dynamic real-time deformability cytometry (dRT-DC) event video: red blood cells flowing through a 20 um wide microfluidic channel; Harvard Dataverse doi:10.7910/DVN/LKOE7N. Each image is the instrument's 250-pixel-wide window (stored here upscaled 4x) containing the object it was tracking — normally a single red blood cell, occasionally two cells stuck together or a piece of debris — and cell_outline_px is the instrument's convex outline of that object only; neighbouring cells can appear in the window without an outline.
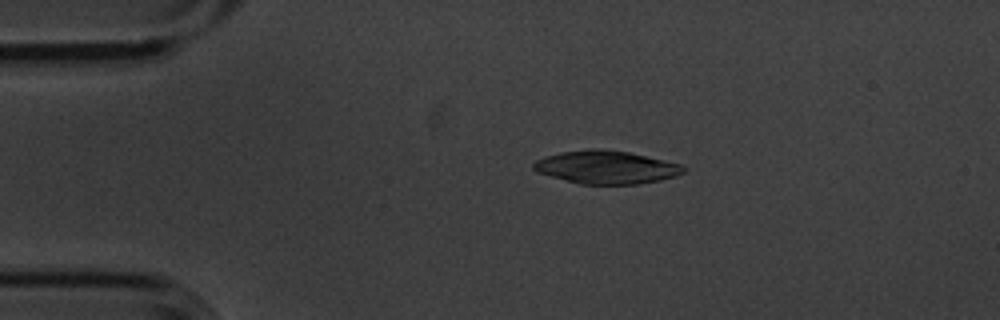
{"species": "common noctule bat (a hibernating species)", "species_latin": "Nyctalus noctula", "temperature_condition": "cold", "stored_images_in_passage": 2, "camera_frame_rate_fps": 3000, "um_per_image_px": 0.085, "animal": {"sex": "male", "body_mass_g": 20.1, "forearm_length_mm": 53.5}, "frame": {"image": 1, "passage_image": 1, "time_ms": 0.0, "image_size_px": [1000, 320], "cell_outline_px": [[688, 168], [684, 172], [676, 176], [660, 180], [636, 184], [580, 184], [536, 172], [532, 168], [532, 164], [536, 160], [544, 156], [560, 152], [592, 148], [600, 148], [628, 152], [664, 160], [680, 164]], "centroid_in_image_um": [51.51, 14.21], "position_along_channel_um": 33.5, "area_um2": 28.96}}